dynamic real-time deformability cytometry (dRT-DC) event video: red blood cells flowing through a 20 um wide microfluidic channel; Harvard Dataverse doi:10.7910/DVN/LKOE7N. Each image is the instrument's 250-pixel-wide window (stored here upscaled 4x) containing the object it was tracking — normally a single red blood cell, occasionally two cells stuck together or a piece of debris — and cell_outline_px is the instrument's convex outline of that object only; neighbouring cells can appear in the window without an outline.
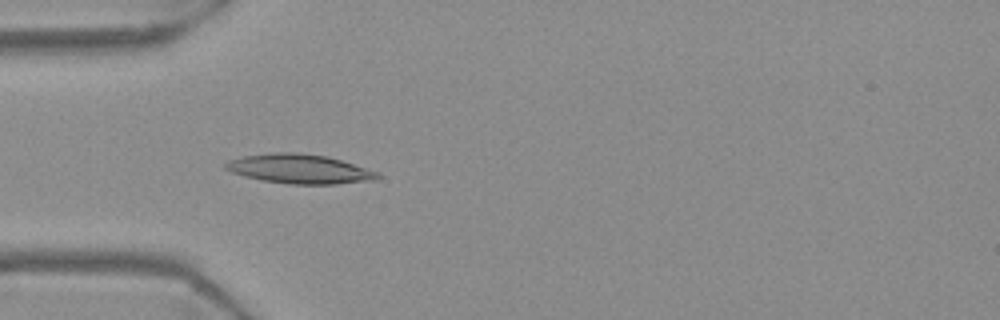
{"species": "Egyptian fruit bat (a non-hibernating species)", "species_latin": "Rousettus aegyptiacus", "temperature_condition": "warm", "stored_images_in_passage": 40, "camera_frame_rate_fps": 3000, "um_per_image_px": 0.085, "frame": {"image": 1, "passage_image": 2, "time_ms": 0.333, "image_size_px": [1000, 320], "cell_outline_px": [[380, 176], [376, 180], [336, 184], [288, 184], [264, 180], [244, 176], [232, 172], [224, 168], [224, 164], [228, 160], [244, 156], [276, 152], [296, 152], [328, 156], [380, 172]], "centroid_in_image_um": [25.48, 14.36], "position_along_channel_um": 59.5, "area_um2": 26.01}}
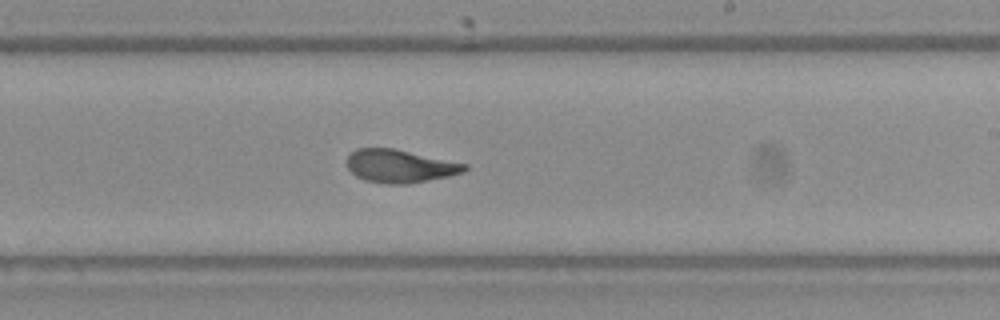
{"frame": {"image": 2, "passage_image": 18, "time_ms": 5.667, "image_size_px": [1000, 320], "cell_outline_px": [[468, 168], [464, 172], [448, 176], [408, 184], [388, 184], [364, 180], [356, 176], [348, 168], [348, 156], [356, 148], [396, 148], [468, 164]], "centroid_in_image_um": [34.01, 14.11], "position_along_channel_um": 255.0, "area_um2": 22.72}}
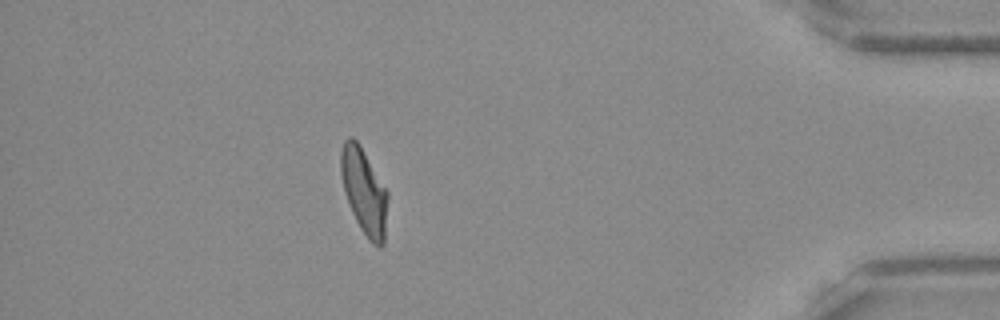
{"frame": {"image": 3, "passage_image": 34, "time_ms": 11.0, "image_size_px": [1000, 320], "cell_outline_px": [[388, 196], [384, 244], [380, 248], [372, 244], [368, 240], [360, 228], [352, 212], [344, 192], [340, 172], [340, 152], [344, 140], [348, 136], [352, 136], [360, 144], [388, 192]], "centroid_in_image_um": [30.94, 16.26], "position_along_channel_um": 404.3, "area_um2": 23.64}, "authors_computed_cell_mechanics": {"area_um2": 23.3223, "velocity_mm_per_s": 3.7013, "shape_relaxation_time_tau1_ms": 3.9167, "shape_relaxation_time_tau2_ms": 1.1403, "deformation_change_tau1": 0.1665, "deformation_change_tau2": 0.0673}}